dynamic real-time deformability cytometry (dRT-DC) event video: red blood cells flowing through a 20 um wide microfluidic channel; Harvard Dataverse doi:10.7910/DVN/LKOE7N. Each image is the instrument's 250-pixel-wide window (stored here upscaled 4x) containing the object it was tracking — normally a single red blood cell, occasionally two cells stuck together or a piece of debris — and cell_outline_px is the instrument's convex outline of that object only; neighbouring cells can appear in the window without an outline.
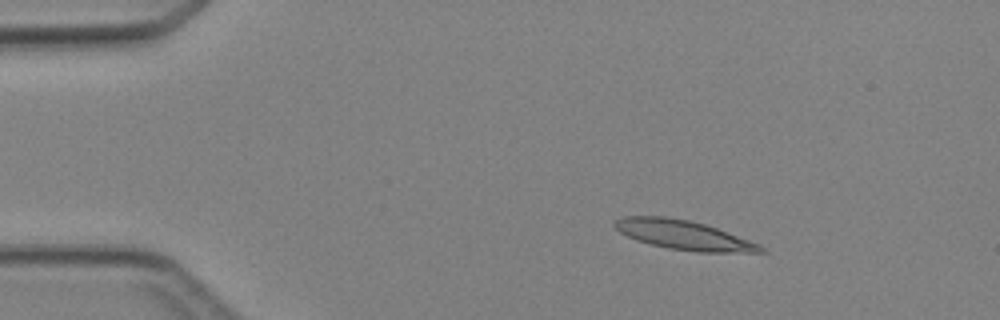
{"species": "Egyptian fruit bat (a non-hibernating species)", "species_latin": "Rousettus aegyptiacus", "temperature_condition": "cold", "stored_images_in_passage": 5, "camera_frame_rate_fps": 3000, "um_per_image_px": 0.085, "animal": {"sex": "female"}, "frame": {"image": 1, "passage_image": 2, "time_ms": 1.333, "image_size_px": [1000, 320], "cell_outline_px": [[768, 252], [696, 252], [668, 248], [636, 240], [620, 232], [612, 224], [616, 220], [624, 216], [668, 216], [688, 220], [704, 224], [716, 228], [760, 244], [768, 248]], "centroid_in_image_um": [58.13, 19.98], "position_along_channel_um": 26.9, "area_um2": 24.85}}
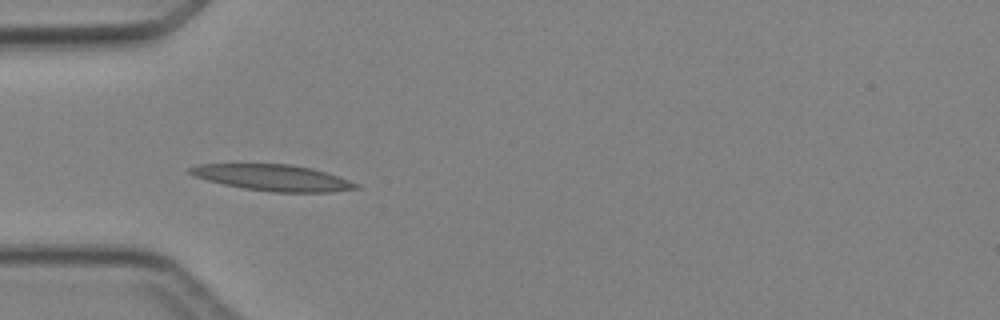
{"frame": {"image": 2, "passage_image": 4, "time_ms": 3.667, "image_size_px": [1000, 320], "cell_outline_px": [[360, 188], [332, 192], [272, 192], [244, 188], [224, 184], [208, 180], [196, 176], [188, 172], [188, 168], [196, 164], [292, 164], [312, 168], [360, 184]], "centroid_in_image_um": [23.2, 15.1], "position_along_channel_um": 61.8, "area_um2": 25.14}}
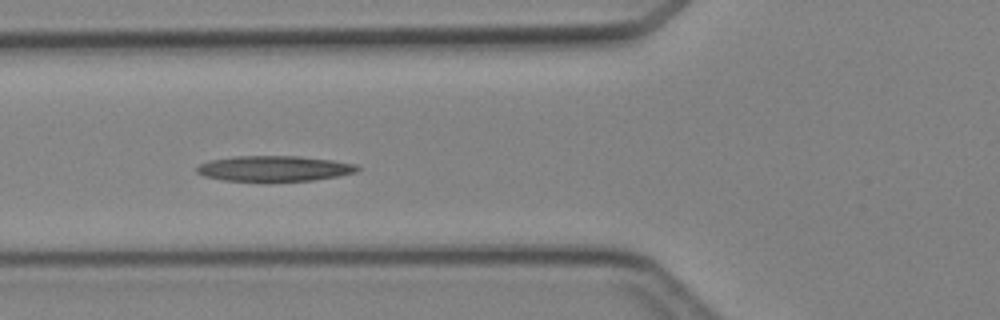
{"frame": {"image": 3, "passage_image": 5, "time_ms": 4.667, "image_size_px": [1000, 320], "cell_outline_px": [[360, 168], [356, 172], [336, 176], [312, 180], [224, 180], [204, 176], [196, 172], [196, 168], [200, 164], [208, 160], [232, 156], [300, 156], [332, 160], [356, 164]], "centroid_in_image_um": [23.28, 14.3], "position_along_channel_um": 102.5, "area_um2": 23.52}}